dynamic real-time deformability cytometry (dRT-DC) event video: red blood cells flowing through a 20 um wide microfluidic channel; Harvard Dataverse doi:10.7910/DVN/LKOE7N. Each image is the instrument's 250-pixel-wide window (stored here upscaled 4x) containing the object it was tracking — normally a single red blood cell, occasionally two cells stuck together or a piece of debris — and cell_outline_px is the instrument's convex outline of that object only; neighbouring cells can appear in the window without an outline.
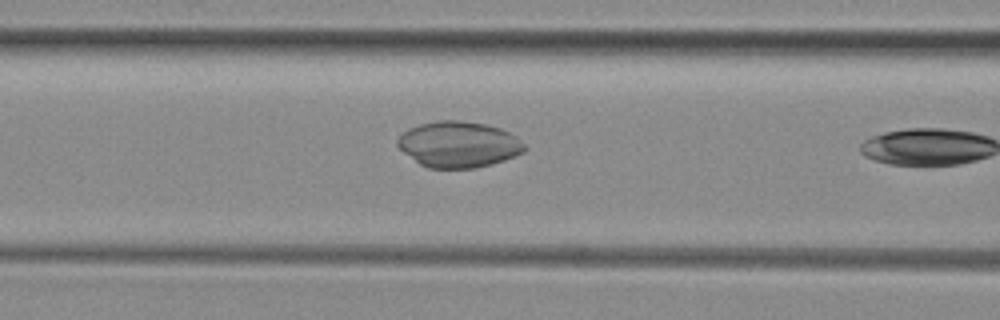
{"species": "common noctule bat (a hibernating species)", "species_latin": "Nyctalus noctula", "temperature_condition": "room temperature", "stored_images_in_passage": 11, "camera_frame_rate_fps": 3000, "um_per_image_px": 0.085, "animal": {"sex": "female", "body_mass_g": 29.2, "forearm_length_mm": 56.3}, "frame": {"image": 1, "passage_image": 10, "time_ms": 3.0, "image_size_px": [1000, 320], "cell_outline_px": [[528, 148], [524, 152], [504, 160], [492, 164], [476, 168], [428, 168], [420, 164], [404, 152], [396, 144], [396, 140], [408, 128], [420, 124], [440, 120], [460, 120], [484, 124], [500, 128], [516, 136]], "centroid_in_image_um": [38.99, 12.28], "position_along_channel_um": 127.6, "area_um2": 33.99}}